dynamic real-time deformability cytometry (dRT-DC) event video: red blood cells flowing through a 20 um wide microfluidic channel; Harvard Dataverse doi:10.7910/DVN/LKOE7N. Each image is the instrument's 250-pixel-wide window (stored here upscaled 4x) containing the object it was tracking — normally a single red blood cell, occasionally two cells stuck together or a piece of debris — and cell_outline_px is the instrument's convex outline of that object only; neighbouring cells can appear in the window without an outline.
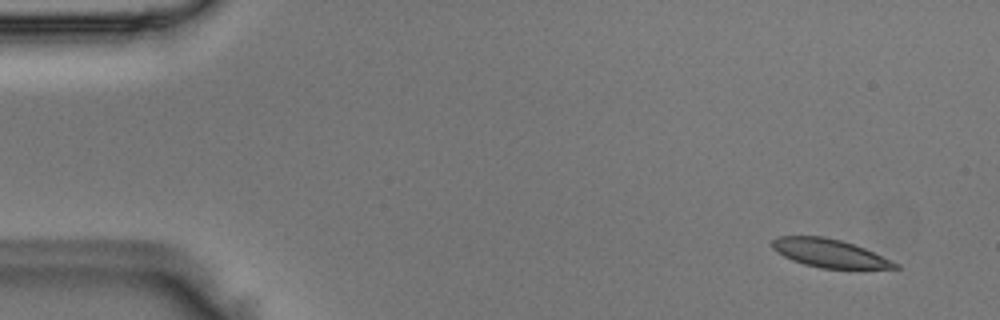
{"species": "Egyptian fruit bat (a non-hibernating species)", "species_latin": "Rousettus aegyptiacus", "temperature_condition": "room temperature", "stored_images_in_passage": 5, "camera_frame_rate_fps": 3000, "um_per_image_px": 0.085, "animal": {"sex": "male"}, "frame": {"image": 1, "passage_image": 2, "time_ms": 0.333, "image_size_px": [1000, 320], "cell_outline_px": [[900, 268], [820, 268], [804, 264], [792, 260], [776, 252], [772, 248], [772, 240], [780, 236], [824, 236], [840, 240], [864, 248], [892, 260], [900, 264]], "centroid_in_image_um": [70.49, 21.52], "position_along_channel_um": 14.5, "area_um2": 20.06}}